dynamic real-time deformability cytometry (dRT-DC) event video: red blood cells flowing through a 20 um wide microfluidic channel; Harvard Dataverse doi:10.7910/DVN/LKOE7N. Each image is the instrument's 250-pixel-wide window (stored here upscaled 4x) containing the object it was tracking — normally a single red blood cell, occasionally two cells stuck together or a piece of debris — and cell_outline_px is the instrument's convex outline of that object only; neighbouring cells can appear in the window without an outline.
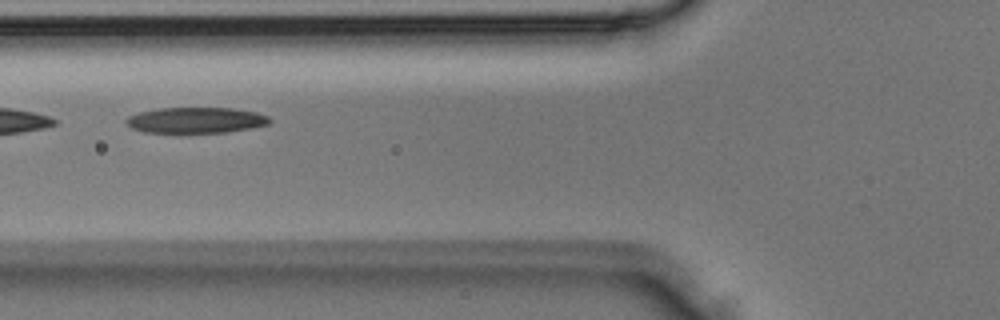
{"species": "Egyptian fruit bat (a non-hibernating species)", "species_latin": "Rousettus aegyptiacus", "temperature_condition": "room temperature", "stored_images_in_passage": 2, "camera_frame_rate_fps": 3000, "um_per_image_px": 0.085, "animal": {"sex": "male"}, "frame": {"image": 1, "passage_image": 2, "time_ms": 0.333, "image_size_px": [1000, 320], "cell_outline_px": [[272, 120], [268, 124], [252, 128], [228, 132], [144, 132], [132, 128], [124, 120], [128, 116], [140, 112], [156, 108], [232, 108], [256, 112], [268, 116]], "centroid_in_image_um": [16.66, 10.21], "position_along_channel_um": 109.1, "area_um2": 21.5}}